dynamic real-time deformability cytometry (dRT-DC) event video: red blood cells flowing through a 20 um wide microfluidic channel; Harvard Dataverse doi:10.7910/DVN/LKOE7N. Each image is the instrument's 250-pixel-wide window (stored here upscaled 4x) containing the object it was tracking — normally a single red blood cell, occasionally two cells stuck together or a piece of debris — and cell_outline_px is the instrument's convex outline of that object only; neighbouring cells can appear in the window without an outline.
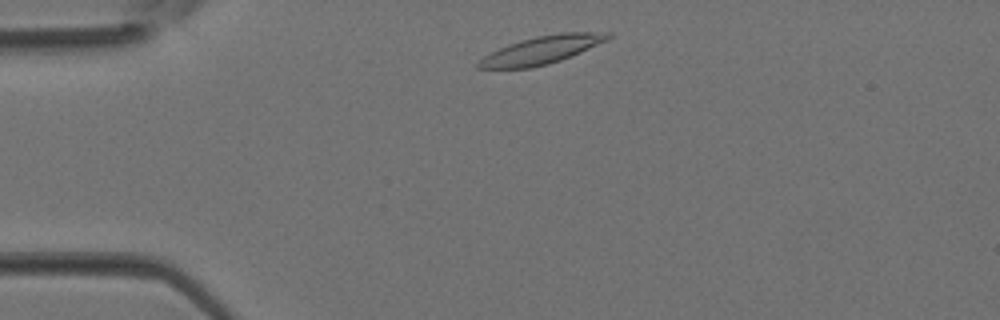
{"species": "Egyptian fruit bat (a non-hibernating species)", "species_latin": "Rousettus aegyptiacus", "temperature_condition": "room temperature", "stored_images_in_passage": 2, "camera_frame_rate_fps": 3000, "um_per_image_px": 0.085, "animal": {"sex": "female"}, "frame": {"image": 1, "passage_image": 1, "time_ms": 0.0, "image_size_px": [1000, 320], "cell_outline_px": [[612, 36], [608, 40], [580, 52], [560, 60], [548, 64], [532, 68], [476, 68], [476, 64], [484, 56], [508, 44], [520, 40], [536, 36], [560, 32], [612, 32]], "centroid_in_image_um": [46.07, 4.23], "position_along_channel_um": 38.9, "area_um2": 20.92}}